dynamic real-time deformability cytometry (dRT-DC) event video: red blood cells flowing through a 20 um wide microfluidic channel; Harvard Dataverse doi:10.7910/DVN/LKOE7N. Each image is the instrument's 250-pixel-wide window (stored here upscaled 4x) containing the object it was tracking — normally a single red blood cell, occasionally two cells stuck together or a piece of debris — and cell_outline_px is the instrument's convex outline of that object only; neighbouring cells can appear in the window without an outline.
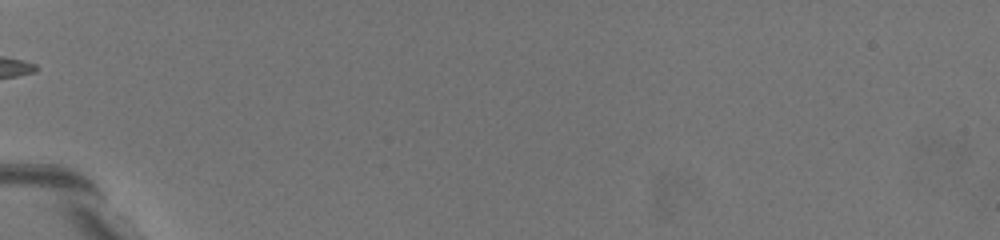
{"species": "common noctule bat (a hibernating species)", "species_latin": "Nyctalus noctula", "temperature_condition": "warm", "stored_images_in_passage": 2, "camera_frame_rate_fps": 3000, "um_per_image_px": 0.085, "animal": {"sex": "female", "body_mass_g": 19.5, "forearm_length_mm": 54.1}, "frame": {"image": 1, "passage_image": 1, "time_ms": 0.0, "image_size_px": [1000, 240], "cell_outline_px": [[176, 208], [168, 208], [120, 168], [116, 164], [108, 148], [108, 140], [120, 136], [140, 156], [160, 180], [172, 196]], "centroid_in_image_um": [11.82, 14.49], "position_along_channel_um": 73.2, "area_um2": 11.56}}